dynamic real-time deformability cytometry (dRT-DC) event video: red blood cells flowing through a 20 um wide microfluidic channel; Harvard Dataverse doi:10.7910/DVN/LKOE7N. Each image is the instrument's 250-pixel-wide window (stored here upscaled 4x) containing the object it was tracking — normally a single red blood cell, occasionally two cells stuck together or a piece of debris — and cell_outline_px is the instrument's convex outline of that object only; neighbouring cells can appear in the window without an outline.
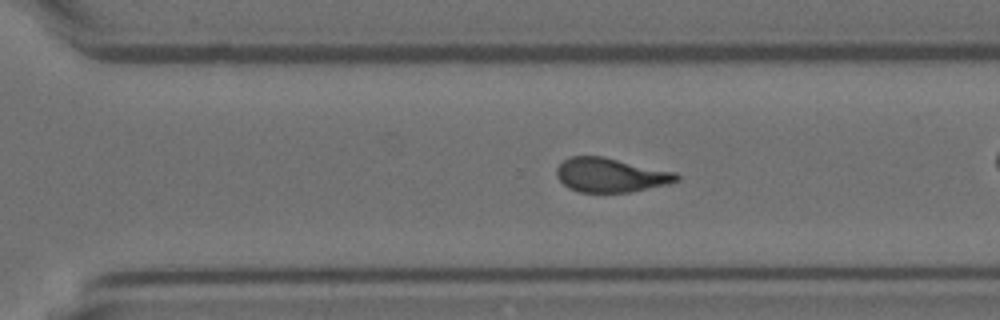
{"species": "Egyptian fruit bat (a non-hibernating species)", "species_latin": "Rousettus aegyptiacus", "temperature_condition": "room temperature", "stored_images_in_passage": 41, "camera_frame_rate_fps": 3000, "um_per_image_px": 0.085, "animal": {"sex": "female"}, "frame": {"image": 1, "passage_image": 31, "time_ms": 10.0, "image_size_px": [1000, 320], "cell_outline_px": [[680, 180], [668, 184], [628, 192], [580, 192], [568, 188], [556, 176], [556, 168], [564, 160], [572, 156], [604, 156], [676, 172], [680, 176]], "centroid_in_image_um": [51.91, 14.87], "position_along_channel_um": 318.7, "area_um2": 23.93}}